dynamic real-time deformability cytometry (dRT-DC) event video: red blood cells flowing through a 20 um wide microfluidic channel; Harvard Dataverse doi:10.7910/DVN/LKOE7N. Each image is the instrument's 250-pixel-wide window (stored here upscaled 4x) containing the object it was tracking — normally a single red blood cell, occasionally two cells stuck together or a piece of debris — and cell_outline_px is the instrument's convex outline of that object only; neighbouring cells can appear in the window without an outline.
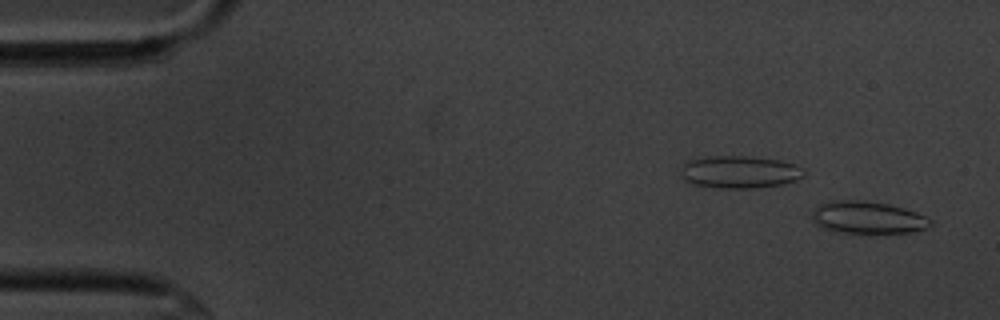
{"species": "common noctule bat (a hibernating species)", "species_latin": "Nyctalus noctula", "temperature_condition": "cold", "stored_images_in_passage": 54, "camera_frame_rate_fps": 3000, "um_per_image_px": 0.085, "animal": {"sex": "male", "body_mass_g": 20.1, "forearm_length_mm": 53.5}, "frame": {"image": 1, "passage_image": 2, "time_ms": 0.333, "image_size_px": [1000, 320], "cell_outline_px": [[932, 224], [928, 228], [908, 232], [832, 232], [816, 224], [812, 220], [812, 212], [820, 204], [836, 200], [856, 200], [888, 204], [904, 208], [916, 212], [932, 220]], "centroid_in_image_um": [73.74, 18.49], "position_along_channel_um": 11.3, "area_um2": 21.96}}
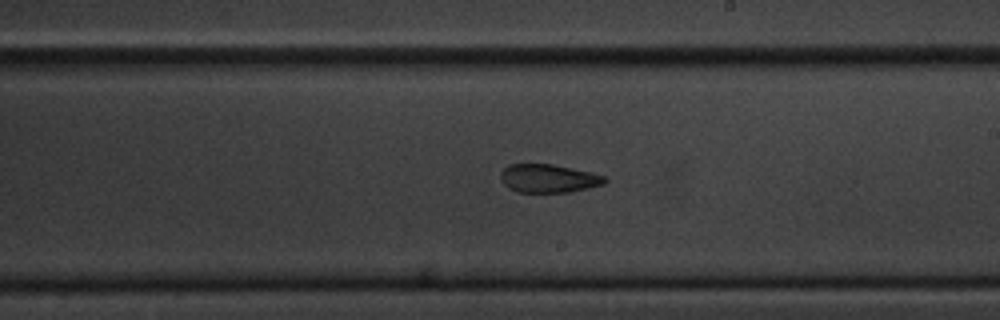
{"frame": {"image": 2, "passage_image": 31, "time_ms": 10.0, "image_size_px": [1000, 320], "cell_outline_px": [[608, 180], [604, 184], [588, 188], [568, 192], [516, 192], [508, 188], [504, 184], [500, 176], [500, 172], [508, 164], [552, 164], [592, 172], [604, 176]], "centroid_in_image_um": [46.61, 15.16], "position_along_channel_um": 242.4, "area_um2": 17.28}}
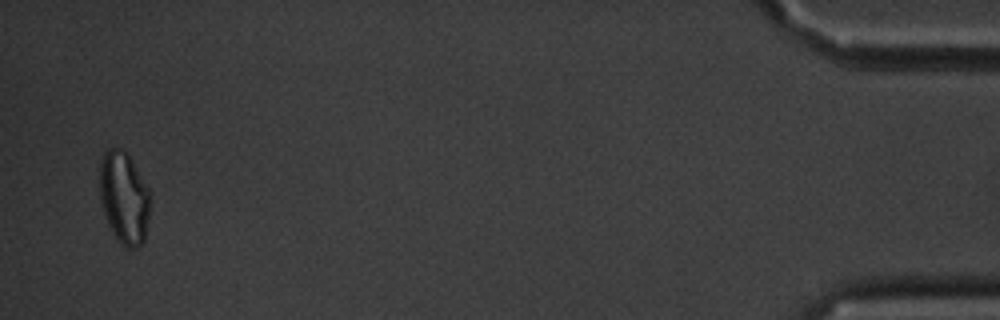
{"frame": {"image": 3, "passage_image": 53, "time_ms": 17.333, "image_size_px": [1000, 320], "cell_outline_px": [[152, 200], [144, 240], [136, 248], [124, 248], [116, 240], [104, 216], [100, 200], [100, 160], [104, 152], [108, 148], [124, 148], [148, 188]], "centroid_in_image_um": [10.54, 16.82], "position_along_channel_um": 424.7, "area_um2": 27.51}, "authors_computed_cell_mechanics": {"area_um2": 19.8543, "velocity_mm_per_s": 3.625, "shape_relaxation_time_tau1_ms": null, "shape_relaxation_time_tau2_ms": 4.5079, "deformation_change_tau1": null, "deformation_change_tau2": 0.1362}}